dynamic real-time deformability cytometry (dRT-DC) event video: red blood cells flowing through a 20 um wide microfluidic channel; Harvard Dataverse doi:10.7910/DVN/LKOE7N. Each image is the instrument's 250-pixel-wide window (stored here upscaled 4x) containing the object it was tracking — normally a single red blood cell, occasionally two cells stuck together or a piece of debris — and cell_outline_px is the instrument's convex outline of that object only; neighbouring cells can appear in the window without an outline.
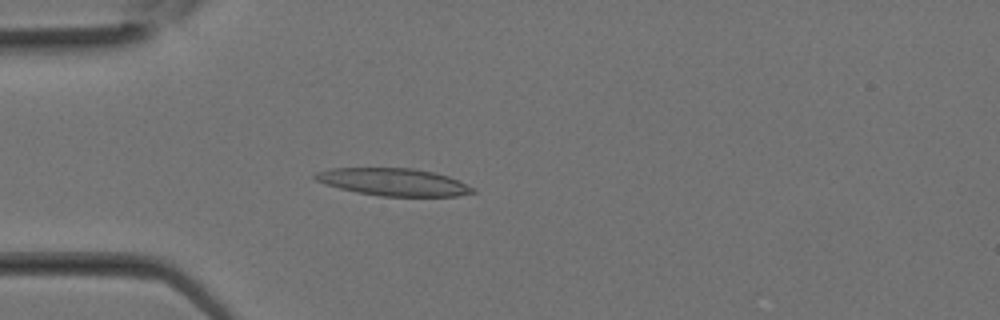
{"species": "Egyptian fruit bat (a non-hibernating species)", "species_latin": "Rousettus aegyptiacus", "temperature_condition": "room temperature", "stored_images_in_passage": 21, "camera_frame_rate_fps": 3000, "um_per_image_px": 0.085, "animal": {"sex": "female"}, "frame": {"image": 1, "passage_image": 2, "time_ms": 0.333, "image_size_px": [1000, 320], "cell_outline_px": [[476, 192], [456, 196], [380, 196], [356, 192], [340, 188], [316, 180], [312, 176], [316, 172], [332, 168], [412, 168], [432, 172], [448, 176], [476, 188]], "centroid_in_image_um": [33.47, 15.47], "position_along_channel_um": 51.5, "area_um2": 25.03}}
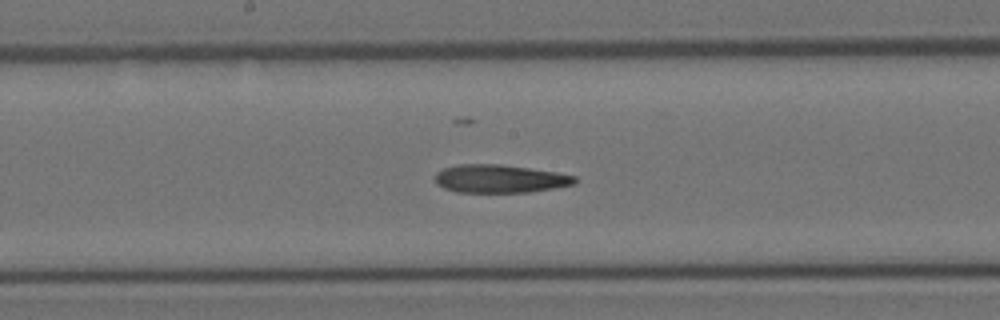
{"frame": {"image": 2, "passage_image": 9, "time_ms": 2.667, "image_size_px": [1000, 320], "cell_outline_px": [[576, 184], [528, 192], [456, 192], [444, 188], [436, 184], [436, 172], [444, 168], [460, 164], [500, 164], [556, 172], [576, 176]], "centroid_in_image_um": [42.47, 15.19], "position_along_channel_um": 205.7, "area_um2": 22.77}}
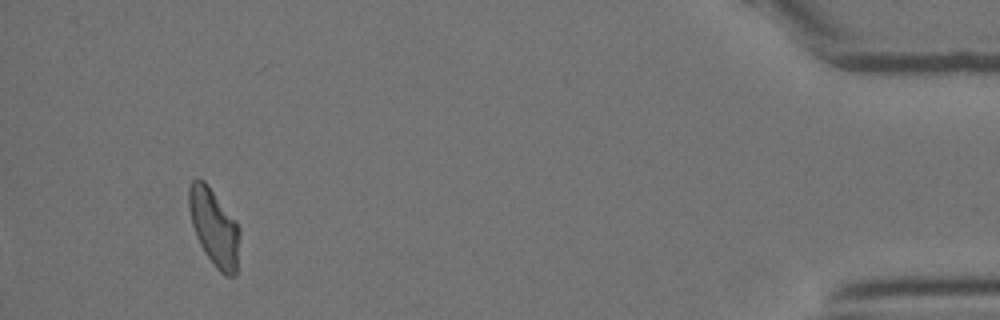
{"frame": {"image": 3, "passage_image": 21, "time_ms": 6.667, "image_size_px": [1000, 320], "cell_outline_px": [[240, 232], [236, 276], [224, 276], [216, 268], [204, 252], [196, 236], [192, 224], [188, 208], [188, 188], [192, 180], [196, 176], [204, 180], [208, 184], [236, 220], [240, 228]], "centroid_in_image_um": [18.2, 19.3], "position_along_channel_um": 417.0, "area_um2": 23.18}}